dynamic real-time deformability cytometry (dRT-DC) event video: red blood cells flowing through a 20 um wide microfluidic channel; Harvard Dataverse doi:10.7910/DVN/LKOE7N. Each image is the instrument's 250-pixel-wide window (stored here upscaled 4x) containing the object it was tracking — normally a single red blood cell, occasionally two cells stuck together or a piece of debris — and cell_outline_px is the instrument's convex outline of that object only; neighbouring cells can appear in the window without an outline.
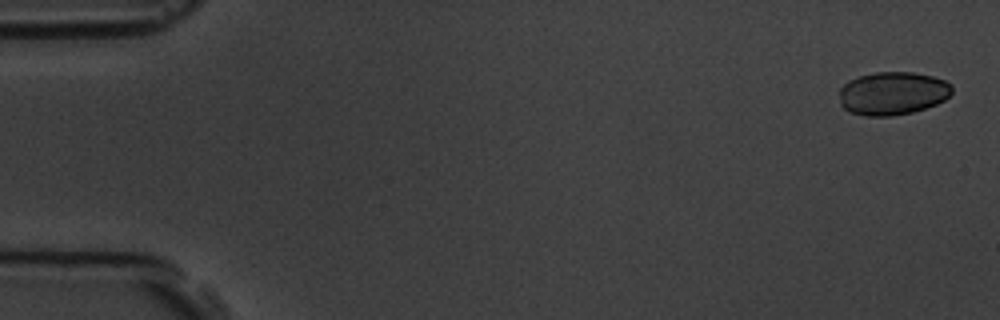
{"species": "common noctule bat (a hibernating species)", "species_latin": "Nyctalus noctula", "temperature_condition": "room temperature", "stored_images_in_passage": 6, "segment_of_instrument_passage": [2, 2], "camera_frame_rate_fps": 3000, "um_per_image_px": 0.085, "animal": {"sex": "male", "body_mass_g": 19.5, "forearm_length_mm": 54.6}, "frame": {"image": 1, "passage_image": 6, "time_ms": 6.333, "image_size_px": [1000, 320], "cell_outline_px": [[952, 92], [944, 100], [936, 104], [912, 112], [892, 116], [868, 116], [848, 112], [840, 104], [840, 88], [848, 80], [860, 76], [876, 72], [912, 72], [932, 76], [944, 80], [952, 84]], "centroid_in_image_um": [75.86, 7.93], "position_along_channel_um": 9.1, "area_um2": 28.38}}